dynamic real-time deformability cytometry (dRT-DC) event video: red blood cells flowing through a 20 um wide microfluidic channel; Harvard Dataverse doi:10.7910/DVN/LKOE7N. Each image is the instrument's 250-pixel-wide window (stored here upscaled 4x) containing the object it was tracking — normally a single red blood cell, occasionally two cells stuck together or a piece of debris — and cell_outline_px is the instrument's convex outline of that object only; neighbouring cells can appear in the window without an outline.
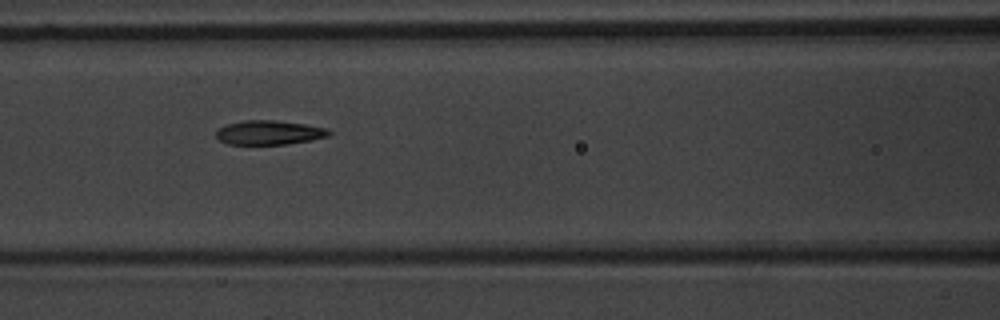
{"species": "common noctule bat (a hibernating species)", "species_latin": "Nyctalus noctula", "temperature_condition": "warm", "stored_images_in_passage": 4, "camera_frame_rate_fps": 3000, "um_per_image_px": 0.085, "animal": {"sex": "male", "body_mass_g": 20.1, "forearm_length_mm": 53.5}, "frame": {"image": 1, "passage_image": 3, "time_ms": 2.333, "image_size_px": [1000, 320], "cell_outline_px": [[332, 136], [288, 144], [228, 144], [220, 140], [216, 136], [216, 132], [220, 128], [228, 124], [244, 120], [276, 120], [304, 124], [324, 128], [332, 132]], "centroid_in_image_um": [22.91, 11.27], "position_along_channel_um": 143.7, "area_um2": 15.84}}
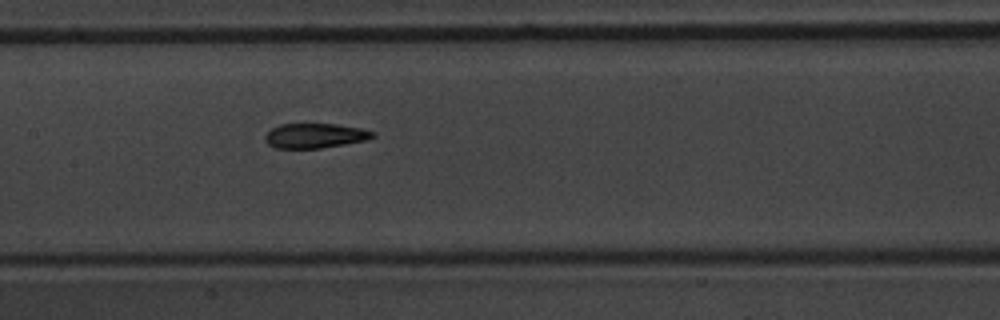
{"frame": {"image": 2, "passage_image": 4, "time_ms": 3.333, "image_size_px": [1000, 320], "cell_outline_px": [[376, 136], [368, 140], [320, 148], [276, 148], [268, 144], [264, 140], [264, 136], [272, 128], [280, 124], [336, 124], [360, 128], [376, 132]], "centroid_in_image_um": [26.79, 11.53], "position_along_channel_um": 180.6, "area_um2": 15.55}}